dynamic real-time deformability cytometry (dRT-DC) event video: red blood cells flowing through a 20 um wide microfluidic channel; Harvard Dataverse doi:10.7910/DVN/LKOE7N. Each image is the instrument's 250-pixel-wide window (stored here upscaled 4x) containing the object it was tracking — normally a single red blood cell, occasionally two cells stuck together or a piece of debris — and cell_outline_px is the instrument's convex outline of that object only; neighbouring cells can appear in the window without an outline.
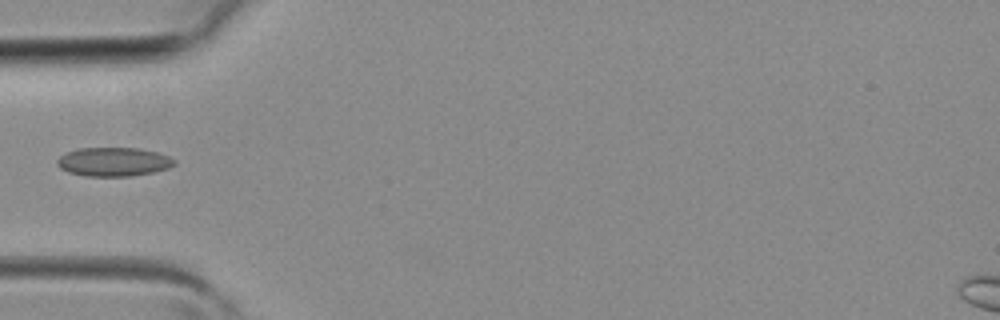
{"species": "common noctule bat (a hibernating species)", "species_latin": "Nyctalus noctula", "temperature_condition": "room temperature", "stored_images_in_passage": 2, "camera_frame_rate_fps": 3000, "um_per_image_px": 0.085, "animal": {"sex": "female", "body_mass_g": 19.3, "forearm_length_mm": 54.1}, "frame": {"image": 1, "passage_image": 2, "time_ms": 0.333, "image_size_px": [1000, 320], "cell_outline_px": [[176, 164], [168, 168], [152, 172], [132, 176], [84, 176], [68, 172], [60, 168], [56, 164], [56, 160], [60, 156], [68, 152], [80, 148], [140, 148], [156, 152], [168, 156], [176, 160]], "centroid_in_image_um": [9.65, 13.76], "position_along_channel_um": 75.4, "area_um2": 19.71}}